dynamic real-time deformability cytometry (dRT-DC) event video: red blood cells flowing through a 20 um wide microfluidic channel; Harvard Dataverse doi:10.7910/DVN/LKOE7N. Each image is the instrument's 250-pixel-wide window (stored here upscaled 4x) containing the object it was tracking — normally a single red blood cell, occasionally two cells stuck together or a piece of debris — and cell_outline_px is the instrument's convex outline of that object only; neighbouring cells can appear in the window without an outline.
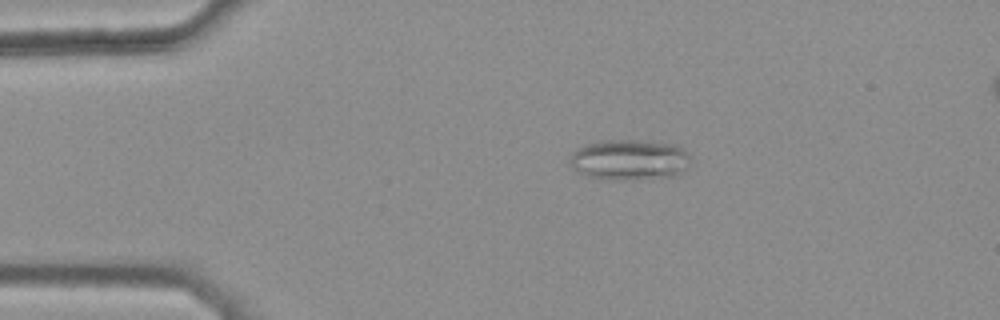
{"species": "common noctule bat (a hibernating species)", "species_latin": "Nyctalus noctula", "temperature_condition": "warm", "stored_images_in_passage": 37, "camera_frame_rate_fps": 3000, "um_per_image_px": 0.085, "animal": {"sex": "female", "body_mass_g": 25.1}, "frame": {"image": 1, "passage_image": 1, "time_ms": 0.0, "image_size_px": [1000, 320], "cell_outline_px": [[688, 156], [684, 168], [676, 176], [632, 180], [612, 180], [588, 176], [572, 168], [568, 164], [568, 156], [576, 148], [600, 140], [636, 140], [676, 144], [684, 148], [688, 152]], "centroid_in_image_um": [53.44, 13.58], "position_along_channel_um": 31.6, "area_um2": 28.78}}
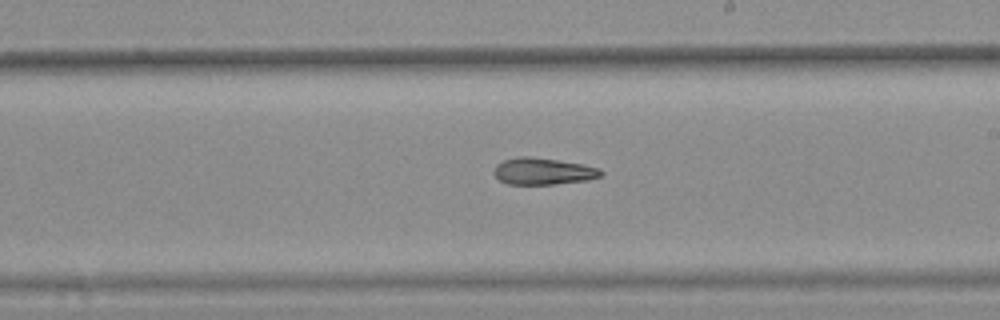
{"frame": {"image": 2, "passage_image": 21, "time_ms": 6.667, "image_size_px": [1000, 320], "cell_outline_px": [[604, 172], [600, 176], [588, 180], [552, 184], [508, 184], [500, 180], [492, 172], [496, 164], [504, 160], [520, 156], [528, 156], [556, 160], [580, 164], [600, 168]], "centroid_in_image_um": [46.14, 14.56], "position_along_channel_um": 242.9, "area_um2": 16.53}}
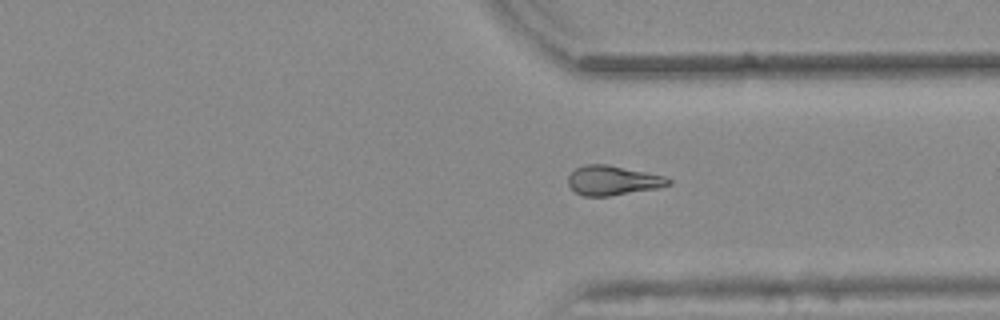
{"frame": {"image": 3, "passage_image": 30, "time_ms": 9.667, "image_size_px": [1000, 320], "cell_outline_px": [[672, 184], [660, 188], [608, 196], [584, 196], [576, 192], [568, 184], [568, 176], [576, 168], [584, 164], [604, 164], [664, 176], [672, 180]], "centroid_in_image_um": [52.1, 15.34], "position_along_channel_um": 359.3, "area_um2": 17.11}, "authors_computed_cell_mechanics": {"area_um2": 17.1088, "velocity_mm_per_s": 3.8645, "shape_relaxation_time_tau1_ms": null, "shape_relaxation_time_tau2_ms": 7.5046, "deformation_change_tau1": null, "deformation_change_tau2": 0.1897}}